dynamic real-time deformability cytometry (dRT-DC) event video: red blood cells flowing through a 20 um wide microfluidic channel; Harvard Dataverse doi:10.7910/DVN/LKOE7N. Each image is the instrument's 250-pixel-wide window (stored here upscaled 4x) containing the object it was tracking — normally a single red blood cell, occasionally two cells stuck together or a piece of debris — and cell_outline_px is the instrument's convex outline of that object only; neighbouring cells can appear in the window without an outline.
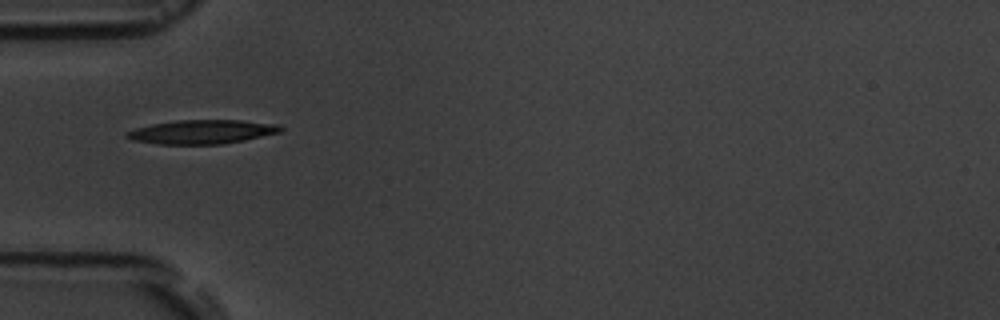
{"species": "common noctule bat (a hibernating species)", "species_latin": "Nyctalus noctula", "temperature_condition": "room temperature", "stored_images_in_passage": 3, "camera_frame_rate_fps": 3000, "um_per_image_px": 0.085, "animal": {"sex": "male", "body_mass_g": 19.5, "forearm_length_mm": 54.6}, "frame": {"image": 1, "passage_image": 1, "time_ms": 0.0, "image_size_px": [1000, 320], "cell_outline_px": [[284, 128], [280, 132], [244, 140], [224, 144], [156, 144], [132, 140], [124, 136], [124, 132], [136, 128], [152, 124], [176, 120], [240, 120], [280, 124]], "centroid_in_image_um": [17.15, 11.2], "position_along_channel_um": 67.8, "area_um2": 21.62}}
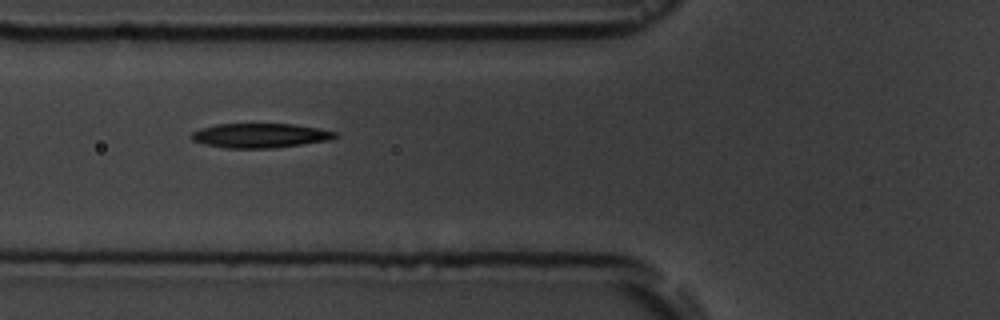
{"frame": {"image": 2, "passage_image": 2, "time_ms": 1.0, "image_size_px": [1000, 320], "cell_outline_px": [[340, 136], [328, 140], [272, 148], [224, 148], [204, 144], [192, 140], [192, 132], [200, 128], [216, 124], [292, 124], [316, 128], [336, 132]], "centroid_in_image_um": [22.08, 11.52], "position_along_channel_um": 103.7, "area_um2": 20.29}}
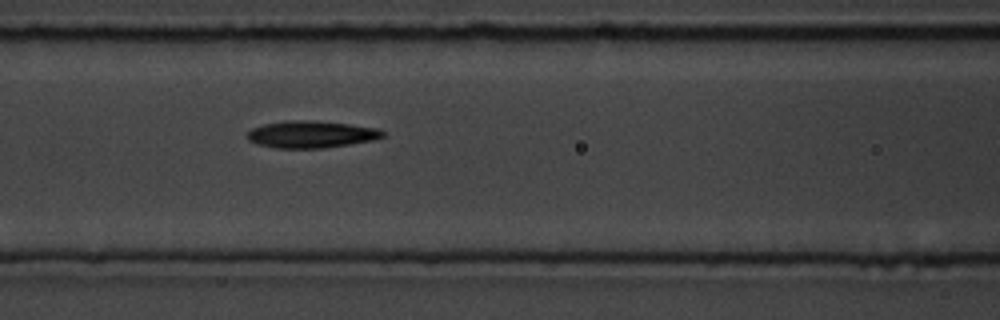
{"frame": {"image": 3, "passage_image": 3, "time_ms": 2.0, "image_size_px": [1000, 320], "cell_outline_px": [[384, 136], [372, 140], [324, 148], [276, 148], [260, 144], [248, 140], [248, 132], [252, 128], [264, 124], [288, 120], [312, 120], [348, 124], [376, 128], [384, 132]], "centroid_in_image_um": [26.43, 11.41], "position_along_channel_um": 140.2, "area_um2": 21.04}}